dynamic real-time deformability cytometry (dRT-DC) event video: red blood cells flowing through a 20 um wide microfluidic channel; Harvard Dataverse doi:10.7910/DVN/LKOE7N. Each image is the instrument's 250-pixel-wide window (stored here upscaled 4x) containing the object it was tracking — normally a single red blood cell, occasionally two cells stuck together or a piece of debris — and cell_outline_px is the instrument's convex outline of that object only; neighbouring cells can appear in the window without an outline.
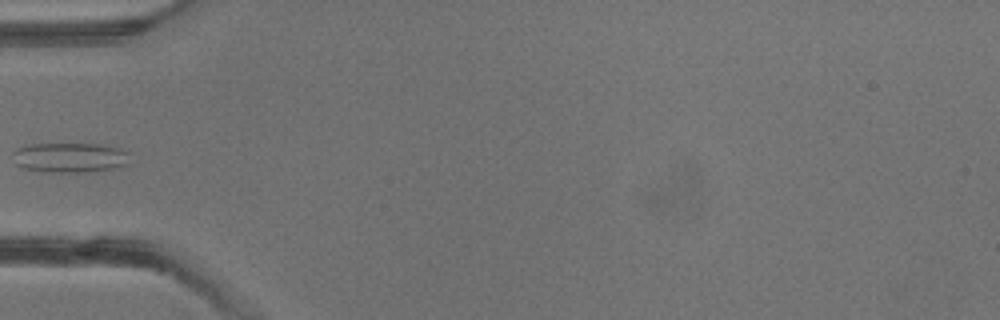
{"species": "common noctule bat (a hibernating species)", "species_latin": "Nyctalus noctula", "temperature_condition": "warm", "stored_images_in_passage": 3, "camera_frame_rate_fps": 3000, "um_per_image_px": 0.085, "animal": {"sex": "male", "body_mass_g": 13.3}, "frame": {"image": 1, "passage_image": 3, "time_ms": 2.333, "image_size_px": [1000, 320], "cell_outline_px": [[128, 164], [116, 168], [76, 172], [56, 172], [24, 168], [16, 164], [12, 152], [16, 148], [32, 144], [100, 144], [120, 148], [128, 152]], "centroid_in_image_um": [5.95, 13.37], "position_along_channel_um": 79.1, "area_um2": 20.11}}